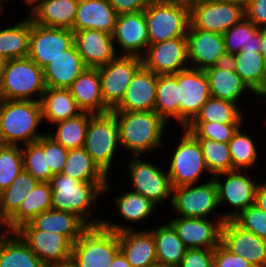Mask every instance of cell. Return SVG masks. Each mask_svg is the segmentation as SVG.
<instances>
[{
  "label": "cell",
  "mask_w": 266,
  "mask_h": 267,
  "mask_svg": "<svg viewBox=\"0 0 266 267\" xmlns=\"http://www.w3.org/2000/svg\"><path fill=\"white\" fill-rule=\"evenodd\" d=\"M49 183L52 189V209L76 214L88 226L102 224V219L90 222L88 216L98 196L109 190L108 182H80L60 173L54 175Z\"/></svg>",
  "instance_id": "cell-1"
},
{
  "label": "cell",
  "mask_w": 266,
  "mask_h": 267,
  "mask_svg": "<svg viewBox=\"0 0 266 267\" xmlns=\"http://www.w3.org/2000/svg\"><path fill=\"white\" fill-rule=\"evenodd\" d=\"M118 123L120 146L134 156L160 148L166 121L155 111H111ZM160 146V147H159Z\"/></svg>",
  "instance_id": "cell-2"
},
{
  "label": "cell",
  "mask_w": 266,
  "mask_h": 267,
  "mask_svg": "<svg viewBox=\"0 0 266 267\" xmlns=\"http://www.w3.org/2000/svg\"><path fill=\"white\" fill-rule=\"evenodd\" d=\"M42 123V107L39 99H0V144L18 145L36 142L42 134L36 129Z\"/></svg>",
  "instance_id": "cell-3"
},
{
  "label": "cell",
  "mask_w": 266,
  "mask_h": 267,
  "mask_svg": "<svg viewBox=\"0 0 266 267\" xmlns=\"http://www.w3.org/2000/svg\"><path fill=\"white\" fill-rule=\"evenodd\" d=\"M120 251L118 234L102 224L89 226L72 245V267H110Z\"/></svg>",
  "instance_id": "cell-4"
},
{
  "label": "cell",
  "mask_w": 266,
  "mask_h": 267,
  "mask_svg": "<svg viewBox=\"0 0 266 267\" xmlns=\"http://www.w3.org/2000/svg\"><path fill=\"white\" fill-rule=\"evenodd\" d=\"M46 89L43 68L29 57L6 60L3 68L0 99L33 100L42 98Z\"/></svg>",
  "instance_id": "cell-5"
},
{
  "label": "cell",
  "mask_w": 266,
  "mask_h": 267,
  "mask_svg": "<svg viewBox=\"0 0 266 267\" xmlns=\"http://www.w3.org/2000/svg\"><path fill=\"white\" fill-rule=\"evenodd\" d=\"M147 23L149 44L186 37L190 11L161 0H151L143 10Z\"/></svg>",
  "instance_id": "cell-6"
},
{
  "label": "cell",
  "mask_w": 266,
  "mask_h": 267,
  "mask_svg": "<svg viewBox=\"0 0 266 267\" xmlns=\"http://www.w3.org/2000/svg\"><path fill=\"white\" fill-rule=\"evenodd\" d=\"M119 145L116 116L111 111L93 114L89 119L84 148L106 175Z\"/></svg>",
  "instance_id": "cell-7"
},
{
  "label": "cell",
  "mask_w": 266,
  "mask_h": 267,
  "mask_svg": "<svg viewBox=\"0 0 266 267\" xmlns=\"http://www.w3.org/2000/svg\"><path fill=\"white\" fill-rule=\"evenodd\" d=\"M185 130L177 145L168 174L173 188L196 184L204 171H208L198 139Z\"/></svg>",
  "instance_id": "cell-8"
},
{
  "label": "cell",
  "mask_w": 266,
  "mask_h": 267,
  "mask_svg": "<svg viewBox=\"0 0 266 267\" xmlns=\"http://www.w3.org/2000/svg\"><path fill=\"white\" fill-rule=\"evenodd\" d=\"M142 66L139 56L117 55L111 62L98 67L103 101L110 110L121 102L127 86Z\"/></svg>",
  "instance_id": "cell-9"
},
{
  "label": "cell",
  "mask_w": 266,
  "mask_h": 267,
  "mask_svg": "<svg viewBox=\"0 0 266 267\" xmlns=\"http://www.w3.org/2000/svg\"><path fill=\"white\" fill-rule=\"evenodd\" d=\"M208 181V182H207ZM171 206L183 218H206L213 212L218 204V189L216 182L206 180L204 184L186 185L172 189Z\"/></svg>",
  "instance_id": "cell-10"
},
{
  "label": "cell",
  "mask_w": 266,
  "mask_h": 267,
  "mask_svg": "<svg viewBox=\"0 0 266 267\" xmlns=\"http://www.w3.org/2000/svg\"><path fill=\"white\" fill-rule=\"evenodd\" d=\"M245 17V8L237 3L204 0L190 11V24L199 30L224 34Z\"/></svg>",
  "instance_id": "cell-11"
},
{
  "label": "cell",
  "mask_w": 266,
  "mask_h": 267,
  "mask_svg": "<svg viewBox=\"0 0 266 267\" xmlns=\"http://www.w3.org/2000/svg\"><path fill=\"white\" fill-rule=\"evenodd\" d=\"M180 125L185 128L211 97L209 81L204 70L187 68L178 71Z\"/></svg>",
  "instance_id": "cell-12"
},
{
  "label": "cell",
  "mask_w": 266,
  "mask_h": 267,
  "mask_svg": "<svg viewBox=\"0 0 266 267\" xmlns=\"http://www.w3.org/2000/svg\"><path fill=\"white\" fill-rule=\"evenodd\" d=\"M74 44V32L65 28L44 27L30 19V43L28 57L44 68L62 51Z\"/></svg>",
  "instance_id": "cell-13"
},
{
  "label": "cell",
  "mask_w": 266,
  "mask_h": 267,
  "mask_svg": "<svg viewBox=\"0 0 266 267\" xmlns=\"http://www.w3.org/2000/svg\"><path fill=\"white\" fill-rule=\"evenodd\" d=\"M221 175L227 176L223 183L218 178ZM213 179L218 189V204L221 205L223 202H228V204H231L230 206L235 208L234 212L220 214L216 218L222 224L226 220L233 219L242 210L254 204L258 184L252 180V177L244 176L241 170L219 173L214 175Z\"/></svg>",
  "instance_id": "cell-14"
},
{
  "label": "cell",
  "mask_w": 266,
  "mask_h": 267,
  "mask_svg": "<svg viewBox=\"0 0 266 267\" xmlns=\"http://www.w3.org/2000/svg\"><path fill=\"white\" fill-rule=\"evenodd\" d=\"M186 38L191 68L205 70L229 60L223 34L199 30L190 24Z\"/></svg>",
  "instance_id": "cell-15"
},
{
  "label": "cell",
  "mask_w": 266,
  "mask_h": 267,
  "mask_svg": "<svg viewBox=\"0 0 266 267\" xmlns=\"http://www.w3.org/2000/svg\"><path fill=\"white\" fill-rule=\"evenodd\" d=\"M141 58L143 66L156 75L176 74L189 68L186 64L188 62L187 38L177 37L149 44Z\"/></svg>",
  "instance_id": "cell-16"
},
{
  "label": "cell",
  "mask_w": 266,
  "mask_h": 267,
  "mask_svg": "<svg viewBox=\"0 0 266 267\" xmlns=\"http://www.w3.org/2000/svg\"><path fill=\"white\" fill-rule=\"evenodd\" d=\"M102 225L118 234L120 250L132 267H148L157 263L154 235L151 230L134 231L131 227L102 221Z\"/></svg>",
  "instance_id": "cell-17"
},
{
  "label": "cell",
  "mask_w": 266,
  "mask_h": 267,
  "mask_svg": "<svg viewBox=\"0 0 266 267\" xmlns=\"http://www.w3.org/2000/svg\"><path fill=\"white\" fill-rule=\"evenodd\" d=\"M16 232L47 267L70 265L73 244L64 235L42 230Z\"/></svg>",
  "instance_id": "cell-18"
},
{
  "label": "cell",
  "mask_w": 266,
  "mask_h": 267,
  "mask_svg": "<svg viewBox=\"0 0 266 267\" xmlns=\"http://www.w3.org/2000/svg\"><path fill=\"white\" fill-rule=\"evenodd\" d=\"M129 171L132 177L134 191L158 204L172 195V185L168 172L164 173L150 162L140 160L137 156L131 158Z\"/></svg>",
  "instance_id": "cell-19"
},
{
  "label": "cell",
  "mask_w": 266,
  "mask_h": 267,
  "mask_svg": "<svg viewBox=\"0 0 266 267\" xmlns=\"http://www.w3.org/2000/svg\"><path fill=\"white\" fill-rule=\"evenodd\" d=\"M220 242L254 267H266V240L242 229L232 219L222 224Z\"/></svg>",
  "instance_id": "cell-20"
},
{
  "label": "cell",
  "mask_w": 266,
  "mask_h": 267,
  "mask_svg": "<svg viewBox=\"0 0 266 267\" xmlns=\"http://www.w3.org/2000/svg\"><path fill=\"white\" fill-rule=\"evenodd\" d=\"M112 37L122 49L120 55L142 57L149 46L144 11L119 14Z\"/></svg>",
  "instance_id": "cell-21"
},
{
  "label": "cell",
  "mask_w": 266,
  "mask_h": 267,
  "mask_svg": "<svg viewBox=\"0 0 266 267\" xmlns=\"http://www.w3.org/2000/svg\"><path fill=\"white\" fill-rule=\"evenodd\" d=\"M74 44L86 67L98 68L111 62L115 52L112 34L95 29L74 32Z\"/></svg>",
  "instance_id": "cell-22"
},
{
  "label": "cell",
  "mask_w": 266,
  "mask_h": 267,
  "mask_svg": "<svg viewBox=\"0 0 266 267\" xmlns=\"http://www.w3.org/2000/svg\"><path fill=\"white\" fill-rule=\"evenodd\" d=\"M170 224L187 248L214 249L220 243V221L213 223L207 218L177 217Z\"/></svg>",
  "instance_id": "cell-23"
},
{
  "label": "cell",
  "mask_w": 266,
  "mask_h": 267,
  "mask_svg": "<svg viewBox=\"0 0 266 267\" xmlns=\"http://www.w3.org/2000/svg\"><path fill=\"white\" fill-rule=\"evenodd\" d=\"M157 75L142 66L127 86L121 102L111 111H154Z\"/></svg>",
  "instance_id": "cell-24"
},
{
  "label": "cell",
  "mask_w": 266,
  "mask_h": 267,
  "mask_svg": "<svg viewBox=\"0 0 266 267\" xmlns=\"http://www.w3.org/2000/svg\"><path fill=\"white\" fill-rule=\"evenodd\" d=\"M89 226L76 214L60 210H47L35 216L17 230H42L64 235L74 244Z\"/></svg>",
  "instance_id": "cell-25"
},
{
  "label": "cell",
  "mask_w": 266,
  "mask_h": 267,
  "mask_svg": "<svg viewBox=\"0 0 266 267\" xmlns=\"http://www.w3.org/2000/svg\"><path fill=\"white\" fill-rule=\"evenodd\" d=\"M117 16L108 0H79L72 31L95 29L113 34Z\"/></svg>",
  "instance_id": "cell-26"
},
{
  "label": "cell",
  "mask_w": 266,
  "mask_h": 267,
  "mask_svg": "<svg viewBox=\"0 0 266 267\" xmlns=\"http://www.w3.org/2000/svg\"><path fill=\"white\" fill-rule=\"evenodd\" d=\"M68 89L83 112L104 114L111 111L103 101L98 68L86 67Z\"/></svg>",
  "instance_id": "cell-27"
},
{
  "label": "cell",
  "mask_w": 266,
  "mask_h": 267,
  "mask_svg": "<svg viewBox=\"0 0 266 267\" xmlns=\"http://www.w3.org/2000/svg\"><path fill=\"white\" fill-rule=\"evenodd\" d=\"M85 68L73 44L43 68L45 85L51 88L68 89Z\"/></svg>",
  "instance_id": "cell-28"
},
{
  "label": "cell",
  "mask_w": 266,
  "mask_h": 267,
  "mask_svg": "<svg viewBox=\"0 0 266 267\" xmlns=\"http://www.w3.org/2000/svg\"><path fill=\"white\" fill-rule=\"evenodd\" d=\"M204 71L209 81L212 97L237 104L238 98L247 90L254 93L235 72L229 61L209 67Z\"/></svg>",
  "instance_id": "cell-29"
},
{
  "label": "cell",
  "mask_w": 266,
  "mask_h": 267,
  "mask_svg": "<svg viewBox=\"0 0 266 267\" xmlns=\"http://www.w3.org/2000/svg\"><path fill=\"white\" fill-rule=\"evenodd\" d=\"M79 0H42L29 18L44 27L72 30Z\"/></svg>",
  "instance_id": "cell-30"
},
{
  "label": "cell",
  "mask_w": 266,
  "mask_h": 267,
  "mask_svg": "<svg viewBox=\"0 0 266 267\" xmlns=\"http://www.w3.org/2000/svg\"><path fill=\"white\" fill-rule=\"evenodd\" d=\"M228 61L256 95L266 92V61L260 51H240Z\"/></svg>",
  "instance_id": "cell-31"
},
{
  "label": "cell",
  "mask_w": 266,
  "mask_h": 267,
  "mask_svg": "<svg viewBox=\"0 0 266 267\" xmlns=\"http://www.w3.org/2000/svg\"><path fill=\"white\" fill-rule=\"evenodd\" d=\"M42 119L51 124L77 117L83 113L69 89L46 87L40 100Z\"/></svg>",
  "instance_id": "cell-32"
},
{
  "label": "cell",
  "mask_w": 266,
  "mask_h": 267,
  "mask_svg": "<svg viewBox=\"0 0 266 267\" xmlns=\"http://www.w3.org/2000/svg\"><path fill=\"white\" fill-rule=\"evenodd\" d=\"M52 189L49 182H38L18 210L7 220L9 230L15 232L40 213L52 209Z\"/></svg>",
  "instance_id": "cell-33"
},
{
  "label": "cell",
  "mask_w": 266,
  "mask_h": 267,
  "mask_svg": "<svg viewBox=\"0 0 266 267\" xmlns=\"http://www.w3.org/2000/svg\"><path fill=\"white\" fill-rule=\"evenodd\" d=\"M0 243V267H47L15 231Z\"/></svg>",
  "instance_id": "cell-34"
},
{
  "label": "cell",
  "mask_w": 266,
  "mask_h": 267,
  "mask_svg": "<svg viewBox=\"0 0 266 267\" xmlns=\"http://www.w3.org/2000/svg\"><path fill=\"white\" fill-rule=\"evenodd\" d=\"M154 235L157 263L178 267L188 249L170 223L151 231Z\"/></svg>",
  "instance_id": "cell-35"
},
{
  "label": "cell",
  "mask_w": 266,
  "mask_h": 267,
  "mask_svg": "<svg viewBox=\"0 0 266 267\" xmlns=\"http://www.w3.org/2000/svg\"><path fill=\"white\" fill-rule=\"evenodd\" d=\"M62 174L80 182H108L106 175L84 147L69 149Z\"/></svg>",
  "instance_id": "cell-36"
},
{
  "label": "cell",
  "mask_w": 266,
  "mask_h": 267,
  "mask_svg": "<svg viewBox=\"0 0 266 267\" xmlns=\"http://www.w3.org/2000/svg\"><path fill=\"white\" fill-rule=\"evenodd\" d=\"M154 111L165 121L173 118L180 124V102L178 94V72L157 75L156 100Z\"/></svg>",
  "instance_id": "cell-37"
},
{
  "label": "cell",
  "mask_w": 266,
  "mask_h": 267,
  "mask_svg": "<svg viewBox=\"0 0 266 267\" xmlns=\"http://www.w3.org/2000/svg\"><path fill=\"white\" fill-rule=\"evenodd\" d=\"M30 18L0 30V58L6 60L29 55Z\"/></svg>",
  "instance_id": "cell-38"
},
{
  "label": "cell",
  "mask_w": 266,
  "mask_h": 267,
  "mask_svg": "<svg viewBox=\"0 0 266 267\" xmlns=\"http://www.w3.org/2000/svg\"><path fill=\"white\" fill-rule=\"evenodd\" d=\"M93 113L83 112L77 117L57 122L55 135L48 134L56 143L66 149L82 148L85 145L86 131Z\"/></svg>",
  "instance_id": "cell-39"
},
{
  "label": "cell",
  "mask_w": 266,
  "mask_h": 267,
  "mask_svg": "<svg viewBox=\"0 0 266 267\" xmlns=\"http://www.w3.org/2000/svg\"><path fill=\"white\" fill-rule=\"evenodd\" d=\"M38 180L24 169L12 184L0 194V212L8 220L20 207Z\"/></svg>",
  "instance_id": "cell-40"
},
{
  "label": "cell",
  "mask_w": 266,
  "mask_h": 267,
  "mask_svg": "<svg viewBox=\"0 0 266 267\" xmlns=\"http://www.w3.org/2000/svg\"><path fill=\"white\" fill-rule=\"evenodd\" d=\"M240 110L236 103L211 96L191 122L242 123Z\"/></svg>",
  "instance_id": "cell-41"
},
{
  "label": "cell",
  "mask_w": 266,
  "mask_h": 267,
  "mask_svg": "<svg viewBox=\"0 0 266 267\" xmlns=\"http://www.w3.org/2000/svg\"><path fill=\"white\" fill-rule=\"evenodd\" d=\"M24 146V150L22 149L24 170L39 182H49L54 175L48 165L47 153H44V136Z\"/></svg>",
  "instance_id": "cell-42"
},
{
  "label": "cell",
  "mask_w": 266,
  "mask_h": 267,
  "mask_svg": "<svg viewBox=\"0 0 266 267\" xmlns=\"http://www.w3.org/2000/svg\"><path fill=\"white\" fill-rule=\"evenodd\" d=\"M232 160V170H246L254 167L257 162L258 152L247 133H242L240 127L234 133L232 139L228 143Z\"/></svg>",
  "instance_id": "cell-43"
},
{
  "label": "cell",
  "mask_w": 266,
  "mask_h": 267,
  "mask_svg": "<svg viewBox=\"0 0 266 267\" xmlns=\"http://www.w3.org/2000/svg\"><path fill=\"white\" fill-rule=\"evenodd\" d=\"M208 168L212 177L219 173L232 171V160L228 143L209 139H198Z\"/></svg>",
  "instance_id": "cell-44"
},
{
  "label": "cell",
  "mask_w": 266,
  "mask_h": 267,
  "mask_svg": "<svg viewBox=\"0 0 266 267\" xmlns=\"http://www.w3.org/2000/svg\"><path fill=\"white\" fill-rule=\"evenodd\" d=\"M115 202L118 204L117 211H119L122 218L132 222H138L147 217L149 218L156 206V204L148 198L133 191L124 192L115 199Z\"/></svg>",
  "instance_id": "cell-45"
},
{
  "label": "cell",
  "mask_w": 266,
  "mask_h": 267,
  "mask_svg": "<svg viewBox=\"0 0 266 267\" xmlns=\"http://www.w3.org/2000/svg\"><path fill=\"white\" fill-rule=\"evenodd\" d=\"M23 169L21 147L0 144V192L7 189Z\"/></svg>",
  "instance_id": "cell-46"
},
{
  "label": "cell",
  "mask_w": 266,
  "mask_h": 267,
  "mask_svg": "<svg viewBox=\"0 0 266 267\" xmlns=\"http://www.w3.org/2000/svg\"><path fill=\"white\" fill-rule=\"evenodd\" d=\"M242 123L190 122L184 129L197 139L229 143Z\"/></svg>",
  "instance_id": "cell-47"
},
{
  "label": "cell",
  "mask_w": 266,
  "mask_h": 267,
  "mask_svg": "<svg viewBox=\"0 0 266 267\" xmlns=\"http://www.w3.org/2000/svg\"><path fill=\"white\" fill-rule=\"evenodd\" d=\"M259 29L253 22L244 17L240 22L224 32L225 52L230 58L250 43L251 36Z\"/></svg>",
  "instance_id": "cell-48"
},
{
  "label": "cell",
  "mask_w": 266,
  "mask_h": 267,
  "mask_svg": "<svg viewBox=\"0 0 266 267\" xmlns=\"http://www.w3.org/2000/svg\"><path fill=\"white\" fill-rule=\"evenodd\" d=\"M242 229L266 240V212L251 204L232 219Z\"/></svg>",
  "instance_id": "cell-49"
},
{
  "label": "cell",
  "mask_w": 266,
  "mask_h": 267,
  "mask_svg": "<svg viewBox=\"0 0 266 267\" xmlns=\"http://www.w3.org/2000/svg\"><path fill=\"white\" fill-rule=\"evenodd\" d=\"M44 153H47V161L53 175L62 173L66 163L68 149L56 143L48 134H44Z\"/></svg>",
  "instance_id": "cell-50"
},
{
  "label": "cell",
  "mask_w": 266,
  "mask_h": 267,
  "mask_svg": "<svg viewBox=\"0 0 266 267\" xmlns=\"http://www.w3.org/2000/svg\"><path fill=\"white\" fill-rule=\"evenodd\" d=\"M214 249L188 248L178 267H213Z\"/></svg>",
  "instance_id": "cell-51"
},
{
  "label": "cell",
  "mask_w": 266,
  "mask_h": 267,
  "mask_svg": "<svg viewBox=\"0 0 266 267\" xmlns=\"http://www.w3.org/2000/svg\"><path fill=\"white\" fill-rule=\"evenodd\" d=\"M213 267H254L245 258L229 251L221 242L214 248Z\"/></svg>",
  "instance_id": "cell-52"
},
{
  "label": "cell",
  "mask_w": 266,
  "mask_h": 267,
  "mask_svg": "<svg viewBox=\"0 0 266 267\" xmlns=\"http://www.w3.org/2000/svg\"><path fill=\"white\" fill-rule=\"evenodd\" d=\"M245 17L259 28L266 26V0H250L245 7Z\"/></svg>",
  "instance_id": "cell-53"
},
{
  "label": "cell",
  "mask_w": 266,
  "mask_h": 267,
  "mask_svg": "<svg viewBox=\"0 0 266 267\" xmlns=\"http://www.w3.org/2000/svg\"><path fill=\"white\" fill-rule=\"evenodd\" d=\"M117 14L143 11L151 0H108Z\"/></svg>",
  "instance_id": "cell-54"
},
{
  "label": "cell",
  "mask_w": 266,
  "mask_h": 267,
  "mask_svg": "<svg viewBox=\"0 0 266 267\" xmlns=\"http://www.w3.org/2000/svg\"><path fill=\"white\" fill-rule=\"evenodd\" d=\"M254 204L266 212V182L258 184Z\"/></svg>",
  "instance_id": "cell-55"
},
{
  "label": "cell",
  "mask_w": 266,
  "mask_h": 267,
  "mask_svg": "<svg viewBox=\"0 0 266 267\" xmlns=\"http://www.w3.org/2000/svg\"><path fill=\"white\" fill-rule=\"evenodd\" d=\"M261 34L260 28L251 36L250 43L244 46L241 51H260Z\"/></svg>",
  "instance_id": "cell-56"
},
{
  "label": "cell",
  "mask_w": 266,
  "mask_h": 267,
  "mask_svg": "<svg viewBox=\"0 0 266 267\" xmlns=\"http://www.w3.org/2000/svg\"><path fill=\"white\" fill-rule=\"evenodd\" d=\"M161 1L171 3L173 5L180 6L191 11L193 8H195L204 0H161Z\"/></svg>",
  "instance_id": "cell-57"
},
{
  "label": "cell",
  "mask_w": 266,
  "mask_h": 267,
  "mask_svg": "<svg viewBox=\"0 0 266 267\" xmlns=\"http://www.w3.org/2000/svg\"><path fill=\"white\" fill-rule=\"evenodd\" d=\"M110 267H132L131 264L127 261L126 256L120 250L115 258L113 259L112 264Z\"/></svg>",
  "instance_id": "cell-58"
},
{
  "label": "cell",
  "mask_w": 266,
  "mask_h": 267,
  "mask_svg": "<svg viewBox=\"0 0 266 267\" xmlns=\"http://www.w3.org/2000/svg\"><path fill=\"white\" fill-rule=\"evenodd\" d=\"M261 34V46H260V53L264 57L266 61V26L260 28Z\"/></svg>",
  "instance_id": "cell-59"
},
{
  "label": "cell",
  "mask_w": 266,
  "mask_h": 267,
  "mask_svg": "<svg viewBox=\"0 0 266 267\" xmlns=\"http://www.w3.org/2000/svg\"><path fill=\"white\" fill-rule=\"evenodd\" d=\"M4 225L6 227V230H3L5 231L4 233H0V243L8 236L10 235L11 231L9 230V227H8V223H7V219L2 215V213L0 212V227ZM9 233V234H7Z\"/></svg>",
  "instance_id": "cell-60"
},
{
  "label": "cell",
  "mask_w": 266,
  "mask_h": 267,
  "mask_svg": "<svg viewBox=\"0 0 266 267\" xmlns=\"http://www.w3.org/2000/svg\"><path fill=\"white\" fill-rule=\"evenodd\" d=\"M215 1L233 2V3L240 4L245 8L248 5L250 0H215Z\"/></svg>",
  "instance_id": "cell-61"
},
{
  "label": "cell",
  "mask_w": 266,
  "mask_h": 267,
  "mask_svg": "<svg viewBox=\"0 0 266 267\" xmlns=\"http://www.w3.org/2000/svg\"><path fill=\"white\" fill-rule=\"evenodd\" d=\"M27 4L32 5L31 12L40 4L42 0H24Z\"/></svg>",
  "instance_id": "cell-62"
},
{
  "label": "cell",
  "mask_w": 266,
  "mask_h": 267,
  "mask_svg": "<svg viewBox=\"0 0 266 267\" xmlns=\"http://www.w3.org/2000/svg\"><path fill=\"white\" fill-rule=\"evenodd\" d=\"M5 60L0 58V87L2 83V75H3V68H4Z\"/></svg>",
  "instance_id": "cell-63"
},
{
  "label": "cell",
  "mask_w": 266,
  "mask_h": 267,
  "mask_svg": "<svg viewBox=\"0 0 266 267\" xmlns=\"http://www.w3.org/2000/svg\"><path fill=\"white\" fill-rule=\"evenodd\" d=\"M148 267H172V266L164 265V264H160V263H155V264L150 265Z\"/></svg>",
  "instance_id": "cell-64"
},
{
  "label": "cell",
  "mask_w": 266,
  "mask_h": 267,
  "mask_svg": "<svg viewBox=\"0 0 266 267\" xmlns=\"http://www.w3.org/2000/svg\"><path fill=\"white\" fill-rule=\"evenodd\" d=\"M5 0H0V10L2 11V2Z\"/></svg>",
  "instance_id": "cell-65"
},
{
  "label": "cell",
  "mask_w": 266,
  "mask_h": 267,
  "mask_svg": "<svg viewBox=\"0 0 266 267\" xmlns=\"http://www.w3.org/2000/svg\"><path fill=\"white\" fill-rule=\"evenodd\" d=\"M55 267H72L71 265H67V266H55Z\"/></svg>",
  "instance_id": "cell-66"
}]
</instances>
